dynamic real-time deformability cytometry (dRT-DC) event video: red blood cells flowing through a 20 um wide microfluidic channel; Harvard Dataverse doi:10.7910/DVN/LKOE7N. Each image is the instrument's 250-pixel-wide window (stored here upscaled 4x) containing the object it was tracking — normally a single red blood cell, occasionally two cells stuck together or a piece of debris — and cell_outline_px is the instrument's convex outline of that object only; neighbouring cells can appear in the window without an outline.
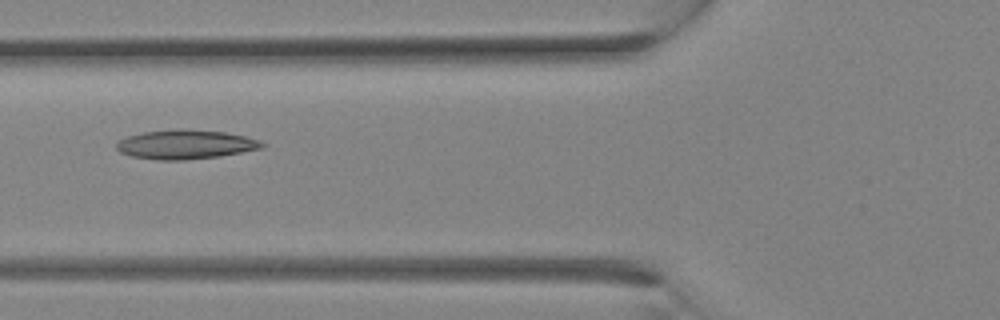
{"species": "Egyptian fruit bat (a non-hibernating species)", "species_latin": "Rousettus aegyptiacus", "temperature_condition": "room temperature", "stored_images_in_passage": 3, "camera_frame_rate_fps": 3000, "um_per_image_px": 0.085, "animal": {"sex": "female"}, "frame": {"image": 1, "passage_image": 3, "time_ms": 2.333, "image_size_px": [1000, 320], "cell_outline_px": [[268, 144], [264, 148], [220, 156], [184, 160], [156, 160], [132, 156], [120, 152], [116, 148], [116, 144], [120, 140], [128, 136], [144, 132], [180, 128], [224, 132], [244, 136], [260, 140]], "centroid_in_image_um": [15.81, 12.28], "position_along_channel_um": 110.0, "area_um2": 24.85}}